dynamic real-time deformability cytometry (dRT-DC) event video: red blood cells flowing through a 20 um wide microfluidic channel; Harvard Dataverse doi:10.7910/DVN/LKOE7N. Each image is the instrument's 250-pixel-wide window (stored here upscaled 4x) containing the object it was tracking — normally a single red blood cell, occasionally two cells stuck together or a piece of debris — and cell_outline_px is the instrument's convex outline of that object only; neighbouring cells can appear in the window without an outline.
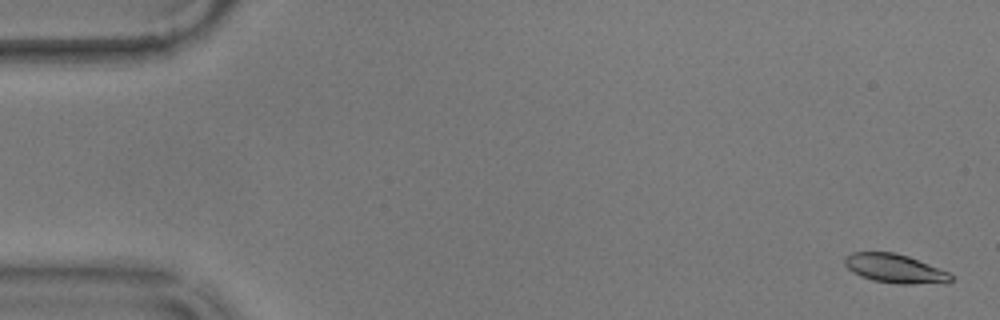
{"species": "common noctule bat (a hibernating species)", "species_latin": "Nyctalus noctula", "temperature_condition": "warm", "stored_images_in_passage": 57, "camera_frame_rate_fps": 3000, "um_per_image_px": 0.085, "animal": {"sex": "male", "body_mass_g": 17.9}, "frame": {"image": 1, "passage_image": 2, "time_ms": 0.333, "image_size_px": [1000, 320], "cell_outline_px": [[952, 280], [912, 284], [900, 284], [872, 280], [860, 276], [852, 272], [844, 264], [844, 256], [852, 252], [892, 252], [908, 256], [948, 272], [952, 276]], "centroid_in_image_um": [75.96, 22.81], "position_along_channel_um": 9.0, "area_um2": 17.51}}
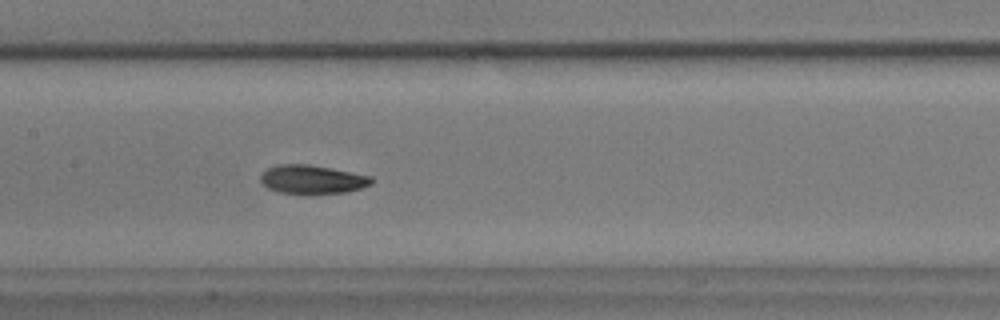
{"frame": {"image": 2, "passage_image": 28, "time_ms": 9.0, "image_size_px": [1000, 320], "cell_outline_px": [[372, 184], [348, 192], [312, 196], [308, 196], [276, 192], [268, 188], [260, 180], [260, 176], [268, 168], [276, 164], [308, 164], [372, 176]], "centroid_in_image_um": [26.52, 15.29], "position_along_channel_um": 180.9, "area_um2": 19.13}}
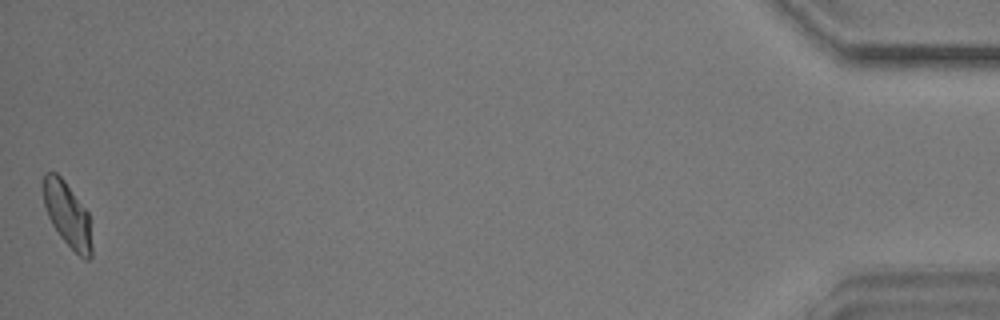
{"frame": {"image": 3, "passage_image": 57, "time_ms": 18.667, "image_size_px": [1000, 320], "cell_outline_px": [[92, 256], [88, 260], [84, 260], [60, 236], [52, 224], [48, 216], [44, 204], [44, 172], [56, 172], [64, 180], [88, 212], [92, 248]], "centroid_in_image_um": [5.75, 18.25], "position_along_channel_um": 429.5, "area_um2": 17.98}, "authors_computed_cell_mechanics": {"area_um2": 18.5538, "velocity_mm_per_s": 3.552, "shape_relaxation_time_tau1_ms": 3.73, "shape_relaxation_time_tau2_ms": 2.8083, "deformation_change_tau1": 0.1227, "deformation_change_tau2": 0.0805}}